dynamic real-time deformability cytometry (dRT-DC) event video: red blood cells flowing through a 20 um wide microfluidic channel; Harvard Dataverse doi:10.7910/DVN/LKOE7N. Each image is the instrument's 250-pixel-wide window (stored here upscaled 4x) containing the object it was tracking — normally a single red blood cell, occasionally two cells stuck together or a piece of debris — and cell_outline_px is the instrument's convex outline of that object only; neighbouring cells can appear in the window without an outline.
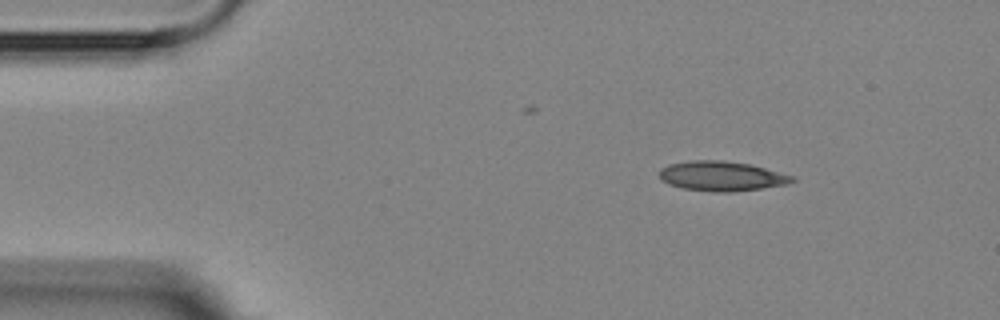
{"species": "Egyptian fruit bat (a non-hibernating species)", "species_latin": "Rousettus aegyptiacus", "temperature_condition": "room temperature", "stored_images_in_passage": 3, "camera_frame_rate_fps": 3000, "um_per_image_px": 0.085, "animal": {"sex": "female"}, "frame": {"image": 1, "passage_image": 1, "time_ms": 0.0, "image_size_px": [1000, 320], "cell_outline_px": [[796, 180], [788, 184], [732, 192], [712, 192], [684, 188], [668, 184], [660, 180], [660, 168], [668, 164], [692, 160], [724, 160], [748, 164], [796, 176]], "centroid_in_image_um": [61.33, 14.97], "position_along_channel_um": 23.7, "area_um2": 23.06}}